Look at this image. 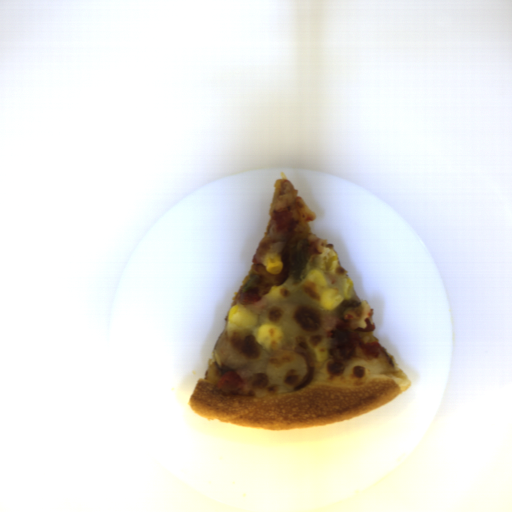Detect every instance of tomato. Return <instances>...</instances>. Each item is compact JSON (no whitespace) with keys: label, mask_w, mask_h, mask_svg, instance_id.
I'll return each mask as SVG.
<instances>
[{"label":"tomato","mask_w":512,"mask_h":512,"mask_svg":"<svg viewBox=\"0 0 512 512\" xmlns=\"http://www.w3.org/2000/svg\"><path fill=\"white\" fill-rule=\"evenodd\" d=\"M244 381L238 373L226 371L217 382L216 386L224 394H234L240 392Z\"/></svg>","instance_id":"512abeb7"}]
</instances>
